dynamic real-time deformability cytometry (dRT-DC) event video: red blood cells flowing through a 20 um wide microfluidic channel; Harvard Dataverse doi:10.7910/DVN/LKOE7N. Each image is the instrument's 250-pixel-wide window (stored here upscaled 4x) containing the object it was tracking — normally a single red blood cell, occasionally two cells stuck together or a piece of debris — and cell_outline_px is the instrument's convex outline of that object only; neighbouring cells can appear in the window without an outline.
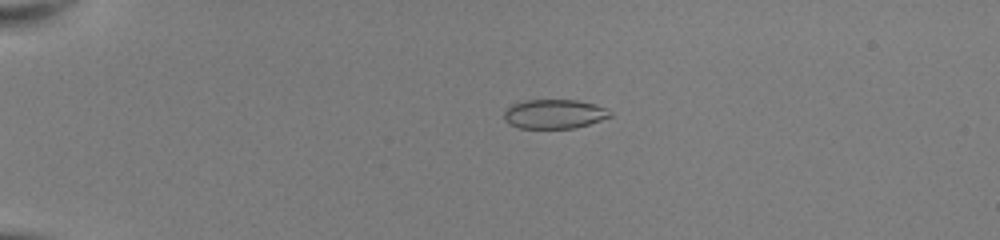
{"species": "common noctule bat (a hibernating species)", "species_latin": "Nyctalus noctula", "temperature_condition": "room temperature", "stored_images_in_passage": 53, "camera_frame_rate_fps": 3000, "um_per_image_px": 0.085, "animal": {"sex": "female", "body_mass_g": 22.0, "forearm_length_mm": 56.7}, "frame": {"image": 1, "passage_image": 14, "time_ms": 4.333, "image_size_px": [1000, 240], "cell_outline_px": [[612, 116], [588, 124], [572, 128], [520, 128], [508, 124], [504, 120], [504, 112], [512, 104], [524, 100], [576, 100], [596, 104], [608, 108], [612, 112]], "centroid_in_image_um": [47.12, 9.68], "position_along_channel_um": 37.9, "area_um2": 18.15}}
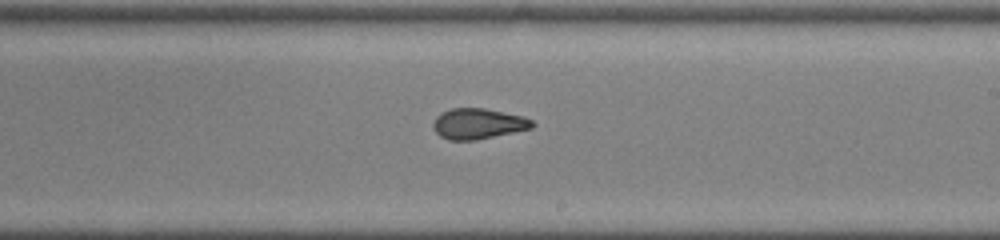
{"frame": {"image": 2, "passage_image": 34, "time_ms": 11.0, "image_size_px": [1000, 240], "cell_outline_px": [[536, 124], [532, 128], [476, 140], [448, 140], [440, 136], [432, 128], [432, 124], [436, 116], [440, 112], [452, 108], [484, 108], [524, 116], [532, 120]], "centroid_in_image_um": [40.62, 10.51], "position_along_channel_um": 248.4, "area_um2": 17.8}}
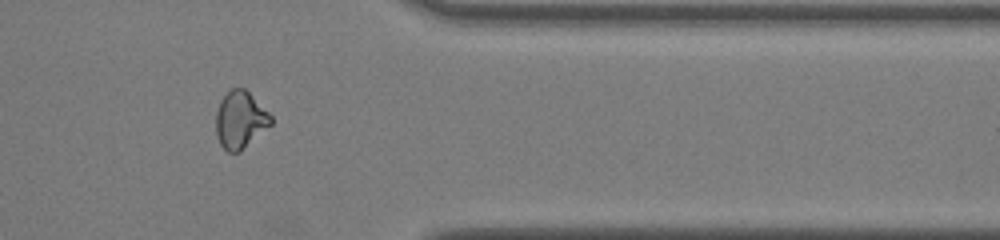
{"frame": {"image": 3, "passage_image": 45, "time_ms": 14.667, "image_size_px": [1000, 240], "cell_outline_px": [[272, 124], [240, 152], [228, 152], [220, 144], [216, 136], [216, 112], [220, 100], [232, 88], [244, 88], [272, 116]], "centroid_in_image_um": [20.41, 10.21], "position_along_channel_um": 391.0, "area_um2": 18.21}, "authors_computed_cell_mechanics": {"area_um2": 18.6694, "velocity_mm_per_s": 4.0836, "shape_relaxation_time_tau1_ms": null, "shape_relaxation_time_tau2_ms": 1.2108, "deformation_change_tau1": null, "deformation_change_tau2": 0.0536}}